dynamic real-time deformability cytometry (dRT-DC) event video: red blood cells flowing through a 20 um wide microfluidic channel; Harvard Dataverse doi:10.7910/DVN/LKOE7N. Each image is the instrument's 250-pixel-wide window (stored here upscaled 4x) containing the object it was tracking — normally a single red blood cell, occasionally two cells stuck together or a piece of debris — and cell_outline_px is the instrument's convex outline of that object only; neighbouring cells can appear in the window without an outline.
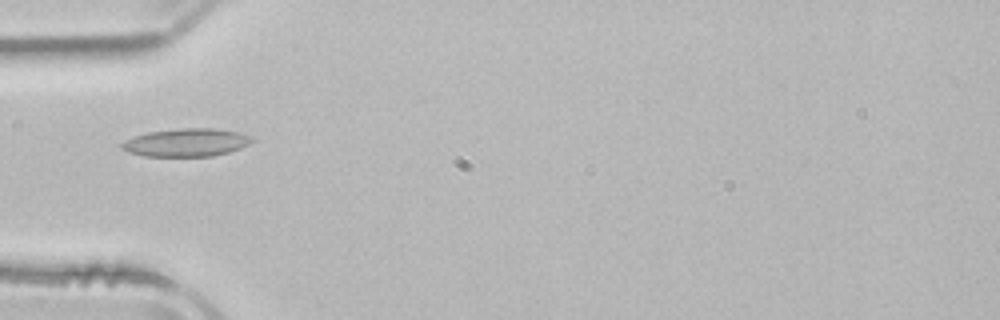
{"species": "common noctule bat (a hibernating species)", "species_latin": "Nyctalus noctula", "temperature_condition": "room temperature", "stored_images_in_passage": 3, "camera_frame_rate_fps": 3000, "um_per_image_px": 0.085, "animal": {"sex": "male", "body_mass_g": 21.5, "forearm_length_mm": 52.0}, "frame": {"image": 1, "passage_image": 1, "time_ms": 0.0, "image_size_px": [1000, 320], "cell_outline_px": [[256, 140], [240, 148], [228, 152], [212, 156], [144, 156], [128, 152], [120, 148], [120, 144], [136, 136], [148, 132], [176, 128], [216, 128], [236, 132], [252, 136]], "centroid_in_image_um": [15.86, 12.11], "position_along_channel_um": 69.1, "area_um2": 21.21}}
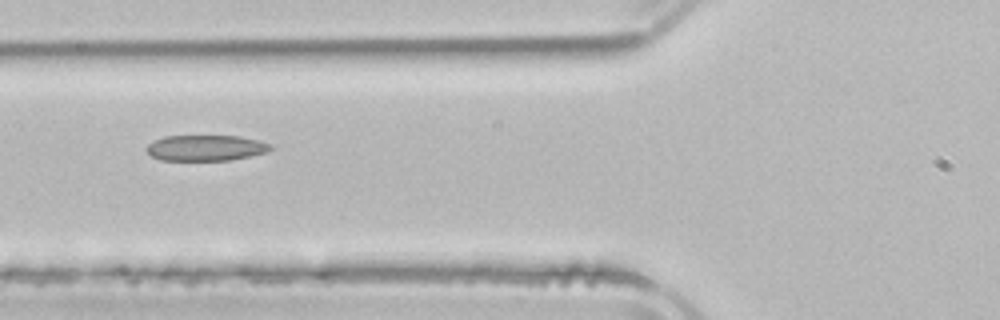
{"frame": {"image": 2, "passage_image": 2, "time_ms": 1.0, "image_size_px": [1000, 320], "cell_outline_px": [[276, 148], [268, 152], [232, 160], [160, 160], [152, 156], [144, 148], [148, 144], [164, 136], [240, 136], [260, 140], [272, 144]], "centroid_in_image_um": [17.56, 12.57], "position_along_channel_um": 108.2, "area_um2": 18.84}}
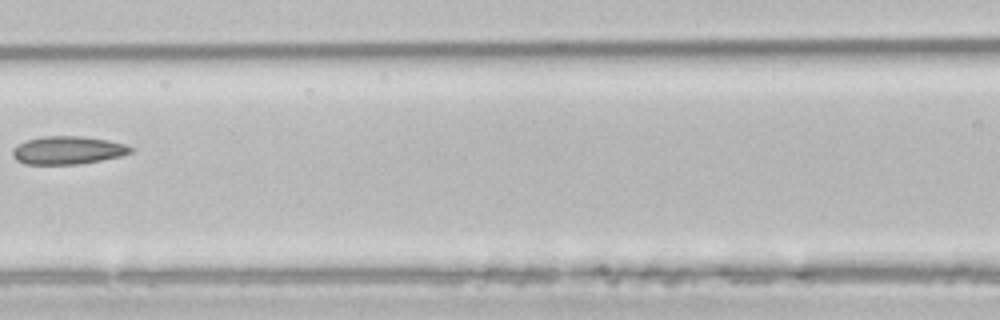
{"frame": {"image": 3, "passage_image": 3, "time_ms": 2.333, "image_size_px": [1000, 320], "cell_outline_px": [[136, 148], [132, 152], [120, 156], [80, 164], [24, 164], [16, 160], [12, 156], [12, 148], [24, 140], [40, 136], [80, 136], [108, 140], [124, 144]], "centroid_in_image_um": [5.73, 12.76], "position_along_channel_um": 160.9, "area_um2": 19.48}}